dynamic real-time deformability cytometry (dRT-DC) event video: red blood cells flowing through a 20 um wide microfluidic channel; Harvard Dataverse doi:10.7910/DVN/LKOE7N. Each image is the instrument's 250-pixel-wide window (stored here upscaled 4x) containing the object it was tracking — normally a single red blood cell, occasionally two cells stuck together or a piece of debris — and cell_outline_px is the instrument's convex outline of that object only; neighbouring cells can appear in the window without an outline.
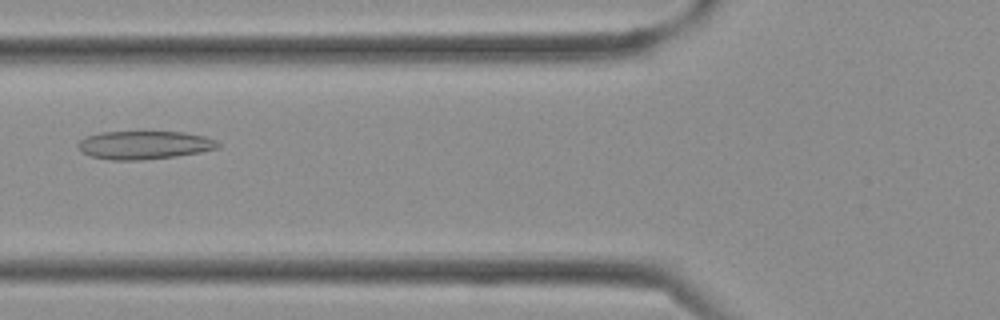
{"species": "Egyptian fruit bat (a non-hibernating species)", "species_latin": "Rousettus aegyptiacus", "temperature_condition": "cold", "stored_images_in_passage": 37, "camera_frame_rate_fps": 3000, "um_per_image_px": 0.085, "frame": {"image": 1, "passage_image": 14, "time_ms": 4.333, "image_size_px": [1000, 320], "cell_outline_px": [[220, 148], [200, 152], [176, 156], [144, 160], [112, 160], [92, 156], [84, 152], [76, 144], [84, 136], [100, 132], [184, 132], [204, 136], [216, 140], [220, 144]], "centroid_in_image_um": [12.28, 12.32], "position_along_channel_um": 113.5, "area_um2": 23.06}}
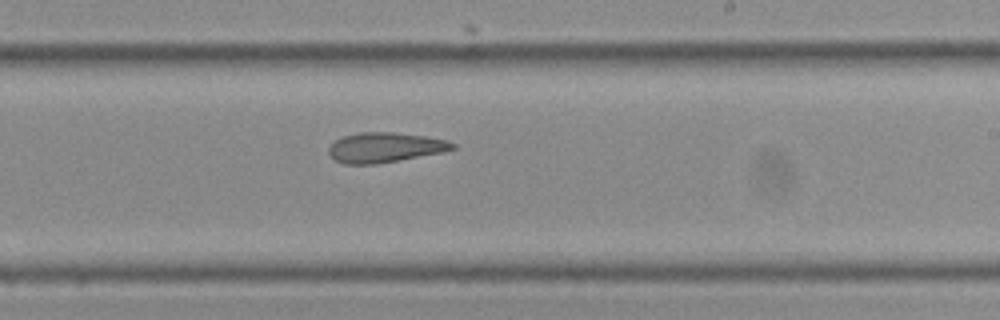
{"frame": {"image": 2, "passage_image": 22, "time_ms": 7.0, "image_size_px": [1000, 320], "cell_outline_px": [[456, 148], [444, 152], [400, 160], [376, 164], [344, 164], [332, 160], [328, 152], [328, 148], [336, 140], [344, 136], [360, 132], [392, 132], [424, 136], [448, 140], [456, 144]], "centroid_in_image_um": [32.72, 12.54], "position_along_channel_um": 256.3, "area_um2": 21.73}}
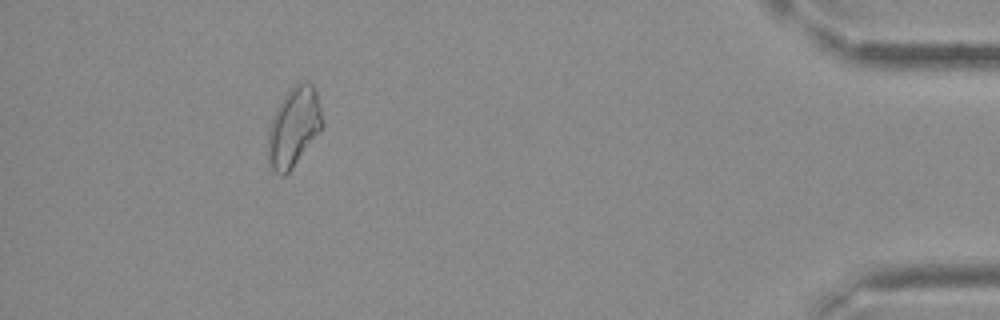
{"frame": {"image": 3, "passage_image": 34, "time_ms": 11.0, "image_size_px": [1000, 320], "cell_outline_px": [[324, 124], [292, 168], [284, 176], [280, 176], [272, 172], [268, 168], [268, 132], [272, 116], [276, 108], [284, 96], [292, 88], [304, 80], [308, 80], [316, 88]], "centroid_in_image_um": [24.95, 10.81], "position_along_channel_um": 410.3, "area_um2": 25.14}}